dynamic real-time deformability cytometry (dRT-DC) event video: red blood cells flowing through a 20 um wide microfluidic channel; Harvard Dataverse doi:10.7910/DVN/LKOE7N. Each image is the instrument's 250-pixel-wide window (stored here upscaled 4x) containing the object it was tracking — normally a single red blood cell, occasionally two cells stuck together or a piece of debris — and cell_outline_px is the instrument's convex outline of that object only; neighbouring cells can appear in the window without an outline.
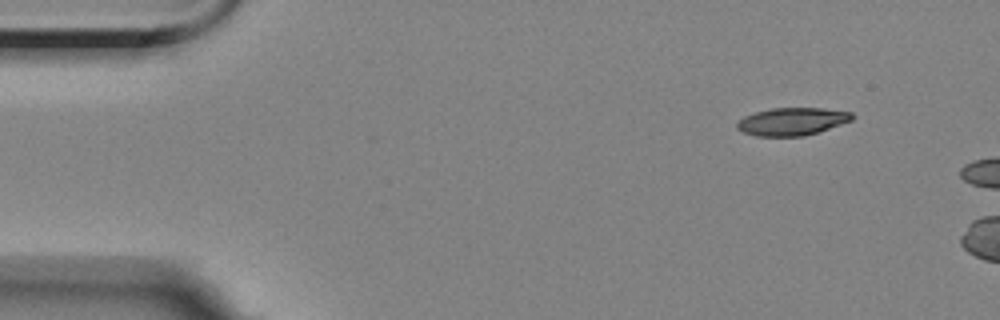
{"species": "Egyptian fruit bat (a non-hibernating species)", "species_latin": "Rousettus aegyptiacus", "temperature_condition": "room temperature", "stored_images_in_passage": 2, "camera_frame_rate_fps": 3000, "um_per_image_px": 0.085, "animal": {"sex": "female"}, "frame": {"image": 1, "passage_image": 1, "time_ms": 0.0, "image_size_px": [1000, 320], "cell_outline_px": [[856, 116], [852, 120], [804, 136], [756, 136], [744, 132], [736, 128], [736, 124], [744, 116], [756, 112], [772, 108], [824, 108], [852, 112]], "centroid_in_image_um": [67.33, 10.32], "position_along_channel_um": 17.7, "area_um2": 18.44}}